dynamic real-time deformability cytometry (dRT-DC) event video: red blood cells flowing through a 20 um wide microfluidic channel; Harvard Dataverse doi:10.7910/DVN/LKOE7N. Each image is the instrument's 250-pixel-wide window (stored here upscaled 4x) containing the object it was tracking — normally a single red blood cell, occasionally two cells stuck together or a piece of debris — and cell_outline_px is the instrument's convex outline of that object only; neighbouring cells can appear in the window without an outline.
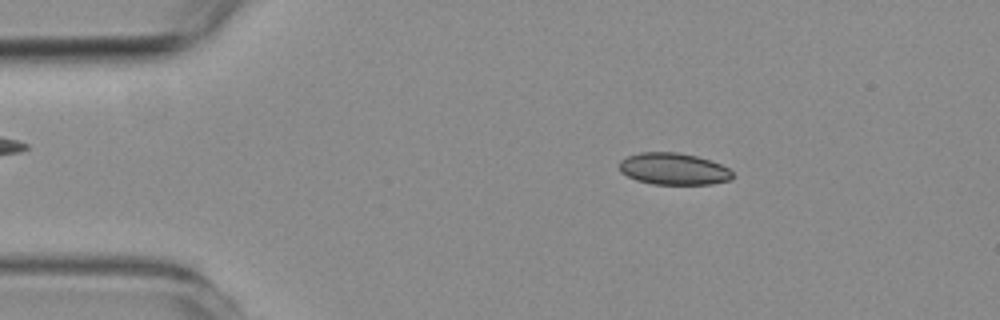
{"species": "common noctule bat (a hibernating species)", "species_latin": "Nyctalus noctula", "temperature_condition": "room temperature", "stored_images_in_passage": 56, "camera_frame_rate_fps": 3000, "um_per_image_px": 0.085, "animal": {"sex": "female", "body_mass_g": 19.3, "forearm_length_mm": 54.1}, "frame": {"image": 1, "passage_image": 9, "time_ms": 2.667, "image_size_px": [1000, 320], "cell_outline_px": [[732, 180], [712, 184], [652, 184], [636, 180], [620, 172], [620, 160], [628, 156], [640, 152], [676, 152], [696, 156], [712, 160], [728, 168], [732, 172]], "centroid_in_image_um": [57.26, 14.36], "position_along_channel_um": 27.7, "area_um2": 21.04}}
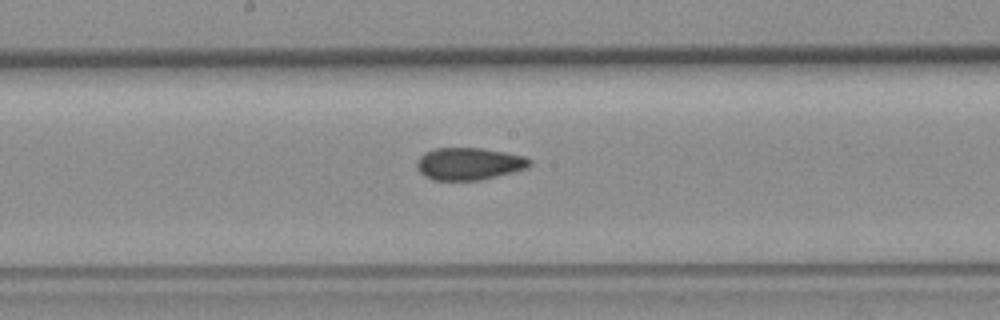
{"frame": {"image": 2, "passage_image": 29, "time_ms": 9.333, "image_size_px": [1000, 320], "cell_outline_px": [[532, 164], [528, 168], [480, 180], [432, 180], [424, 176], [416, 168], [416, 160], [424, 152], [436, 148], [480, 148], [504, 152], [524, 156], [532, 160]], "centroid_in_image_um": [39.84, 13.92], "position_along_channel_um": 208.4, "area_um2": 21.33}}
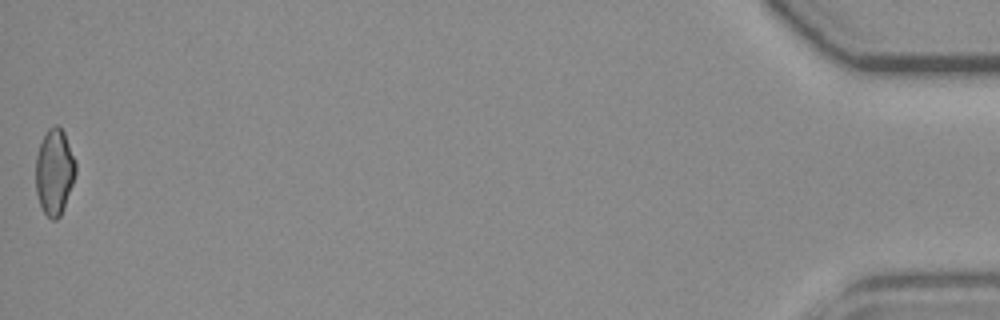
{"frame": {"image": 3, "passage_image": 56, "time_ms": 18.333, "image_size_px": [1000, 320], "cell_outline_px": [[76, 172], [64, 208], [60, 216], [56, 220], [52, 220], [44, 212], [40, 204], [36, 192], [36, 156], [40, 144], [48, 128], [56, 124], [64, 132], [76, 160]], "centroid_in_image_um": [4.63, 14.6], "position_along_channel_um": 430.6, "area_um2": 19.94}, "authors_computed_cell_mechanics": {"area_um2": 21.2704, "velocity_mm_per_s": 3.6323, "shape_relaxation_time_tau1_ms": null, "shape_relaxation_time_tau2_ms": 2.1752, "deformation_change_tau1": null, "deformation_change_tau2": 0.0866}}